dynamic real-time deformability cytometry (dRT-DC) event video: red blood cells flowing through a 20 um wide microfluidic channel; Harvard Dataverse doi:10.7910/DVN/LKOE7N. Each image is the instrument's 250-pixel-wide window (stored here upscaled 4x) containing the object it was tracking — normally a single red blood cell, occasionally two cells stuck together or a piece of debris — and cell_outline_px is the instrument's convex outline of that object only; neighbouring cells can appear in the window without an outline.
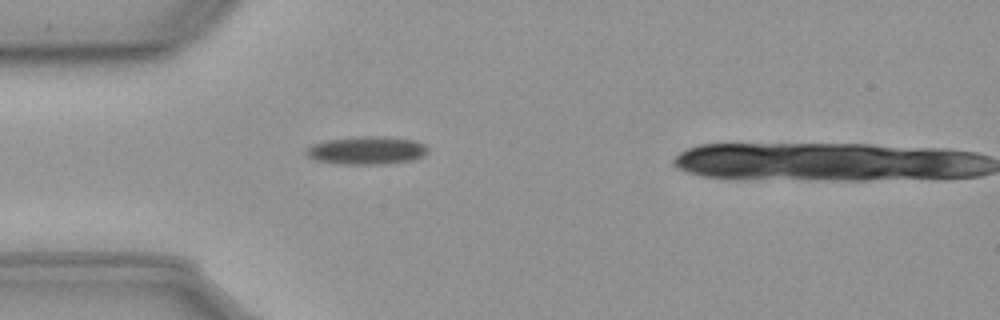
{"species": "common noctule bat (a hibernating species)", "species_latin": "Nyctalus noctula", "temperature_condition": "cold", "stored_images_in_passage": 2, "camera_frame_rate_fps": 3000, "um_per_image_px": 0.085, "animal": {"sex": "male", "body_mass_g": 23.1, "forearm_length_mm": 52.7}, "frame": {"image": 1, "passage_image": 1, "time_ms": 0.0, "image_size_px": [1000, 320], "cell_outline_px": [[428, 152], [424, 156], [412, 160], [388, 164], [340, 164], [316, 160], [308, 156], [304, 152], [312, 144], [328, 140], [364, 136], [384, 136], [416, 140], [424, 144], [428, 148]], "centroid_in_image_um": [31.22, 12.79], "position_along_channel_um": 53.8, "area_um2": 19.94}}